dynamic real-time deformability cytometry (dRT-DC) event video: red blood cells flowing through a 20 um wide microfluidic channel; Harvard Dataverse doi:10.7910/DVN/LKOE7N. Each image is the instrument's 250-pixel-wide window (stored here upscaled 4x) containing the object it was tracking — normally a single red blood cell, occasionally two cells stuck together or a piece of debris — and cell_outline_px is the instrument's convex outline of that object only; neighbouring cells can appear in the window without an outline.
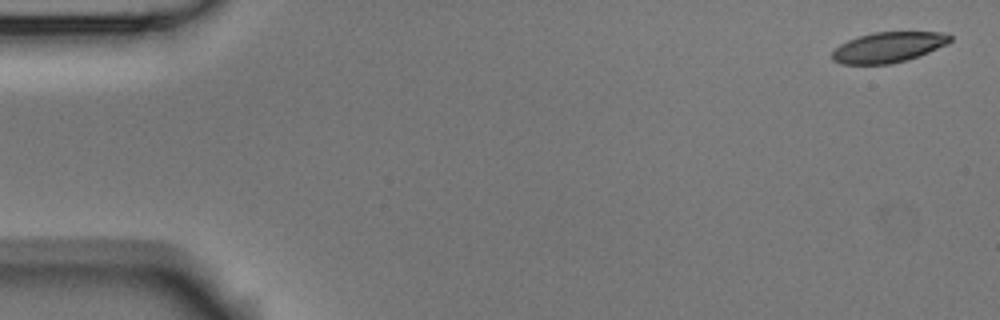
{"species": "Egyptian fruit bat (a non-hibernating species)", "species_latin": "Rousettus aegyptiacus", "temperature_condition": "room temperature", "stored_images_in_passage": 4, "camera_frame_rate_fps": 3000, "um_per_image_px": 0.085, "animal": {"sex": "male"}, "frame": {"image": 1, "passage_image": 1, "time_ms": 0.0, "image_size_px": [1000, 320], "cell_outline_px": [[952, 40], [948, 44], [908, 60], [892, 64], [840, 64], [832, 60], [832, 52], [840, 44], [848, 40], [872, 32], [940, 32], [952, 36]], "centroid_in_image_um": [75.5, 4.02], "position_along_channel_um": 9.5, "area_um2": 20.92}}
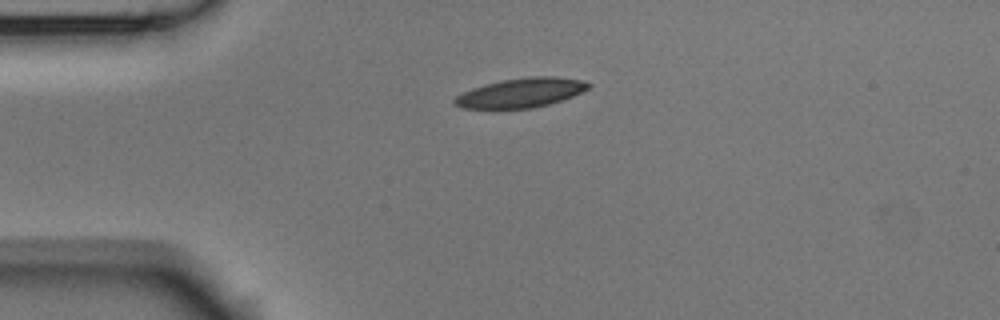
{"frame": {"image": 2, "passage_image": 4, "time_ms": 1.0, "image_size_px": [1000, 320], "cell_outline_px": [[592, 84], [588, 88], [572, 96], [548, 104], [532, 108], [464, 108], [456, 104], [452, 100], [456, 96], [472, 88], [484, 84], [500, 80], [532, 76], [552, 76], [584, 80]], "centroid_in_image_um": [44.28, 7.87], "position_along_channel_um": 40.7, "area_um2": 22.66}}